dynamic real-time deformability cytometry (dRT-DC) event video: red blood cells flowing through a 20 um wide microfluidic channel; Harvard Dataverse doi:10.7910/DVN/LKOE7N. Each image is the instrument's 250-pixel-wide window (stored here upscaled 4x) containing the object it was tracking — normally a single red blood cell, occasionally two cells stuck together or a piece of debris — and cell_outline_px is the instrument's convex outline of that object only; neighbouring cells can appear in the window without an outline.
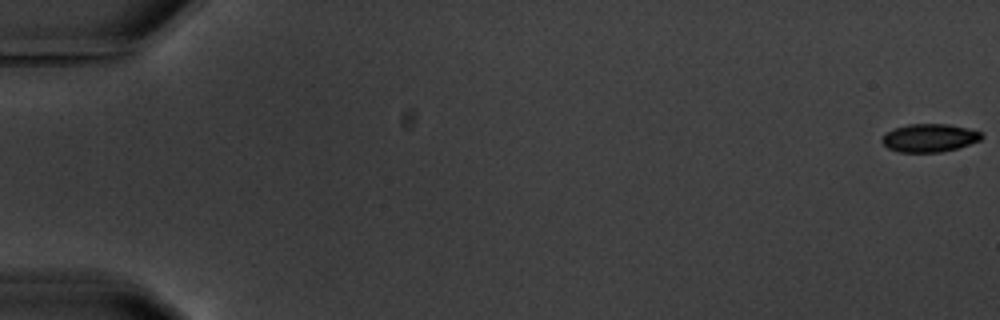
{"species": "common noctule bat (a hibernating species)", "species_latin": "Nyctalus noctula", "temperature_condition": "warm", "stored_images_in_passage": 5, "camera_frame_rate_fps": 3000, "um_per_image_px": 0.085, "animal": {"sex": "male", "body_mass_g": 20.1, "forearm_length_mm": 53.5}, "frame": {"image": 1, "passage_image": 1, "time_ms": 0.0, "image_size_px": [1000, 320], "cell_outline_px": [[984, 136], [980, 140], [956, 148], [940, 152], [900, 152], [888, 148], [880, 140], [892, 128], [908, 124], [948, 124], [968, 128], [980, 132]], "centroid_in_image_um": [78.99, 11.71], "position_along_channel_um": 6.0, "area_um2": 16.18}}
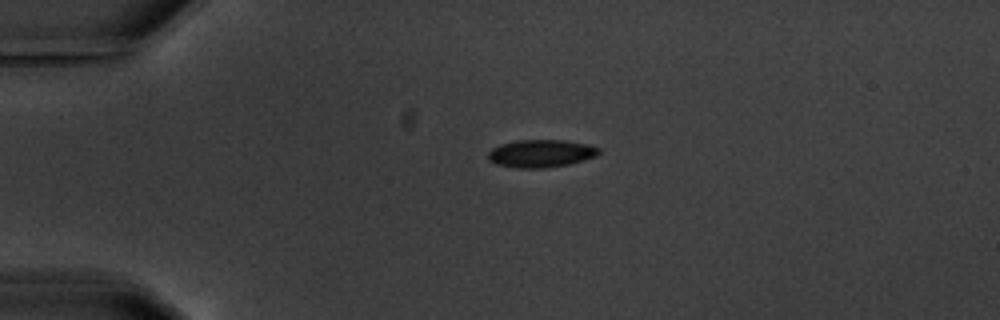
{"frame": {"image": 2, "passage_image": 4, "time_ms": 4.667, "image_size_px": [1000, 320], "cell_outline_px": [[600, 152], [596, 156], [584, 160], [568, 164], [548, 168], [512, 168], [496, 164], [488, 160], [488, 152], [492, 148], [500, 144], [516, 140], [564, 140], [588, 144], [600, 148]], "centroid_in_image_um": [45.96, 13.05], "position_along_channel_um": 39.0, "area_um2": 18.09}}
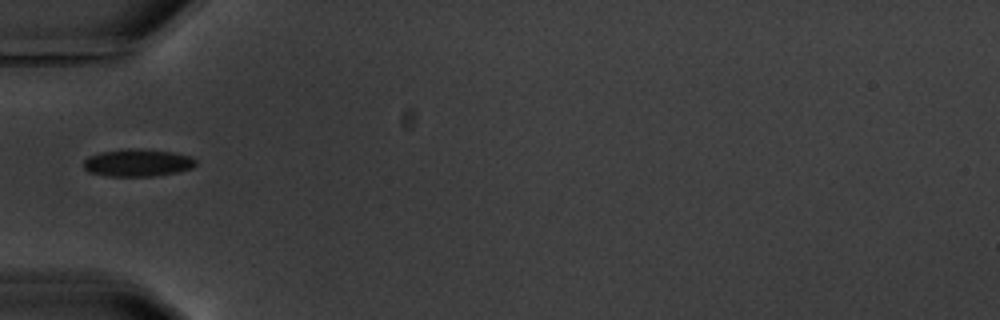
{"frame": {"image": 3, "passage_image": 5, "time_ms": 6.667, "image_size_px": [1000, 320], "cell_outline_px": [[196, 164], [192, 168], [180, 172], [152, 176], [104, 176], [88, 172], [84, 168], [84, 160], [88, 156], [100, 152], [128, 148], [136, 148], [176, 152], [188, 156], [196, 160]], "centroid_in_image_um": [11.69, 13.83], "position_along_channel_um": 73.3, "area_um2": 18.15}}